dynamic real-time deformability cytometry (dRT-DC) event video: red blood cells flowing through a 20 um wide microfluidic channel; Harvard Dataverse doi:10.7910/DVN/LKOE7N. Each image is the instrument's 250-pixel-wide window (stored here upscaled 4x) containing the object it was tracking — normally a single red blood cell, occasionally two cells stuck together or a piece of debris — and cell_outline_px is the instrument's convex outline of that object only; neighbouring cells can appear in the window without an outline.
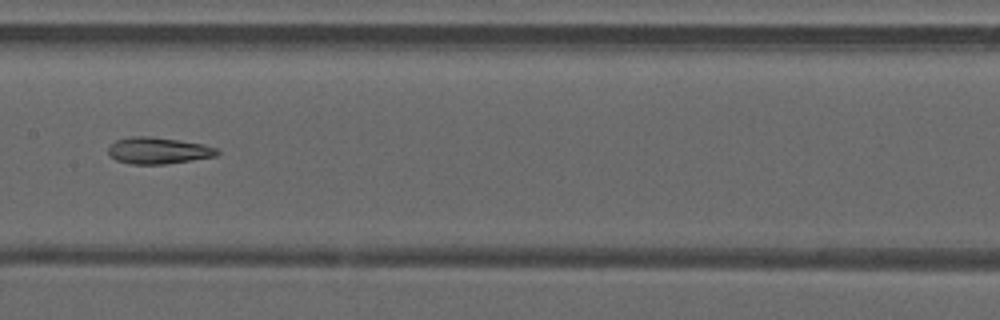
{"species": "common noctule bat (a hibernating species)", "species_latin": "Nyctalus noctula", "temperature_condition": "warm", "stored_images_in_passage": 35, "camera_frame_rate_fps": 3000, "um_per_image_px": 0.085, "animal": {"sex": "male", "forearm_length_mm": 52.5}, "frame": {"image": 1, "passage_image": 11, "time_ms": 3.333, "image_size_px": [1000, 320], "cell_outline_px": [[220, 152], [216, 156], [192, 160], [164, 164], [132, 164], [116, 160], [108, 152], [108, 148], [116, 140], [132, 136], [152, 136], [180, 140], [204, 144], [216, 148]], "centroid_in_image_um": [13.47, 12.79], "position_along_channel_um": 193.9, "area_um2": 16.82}}
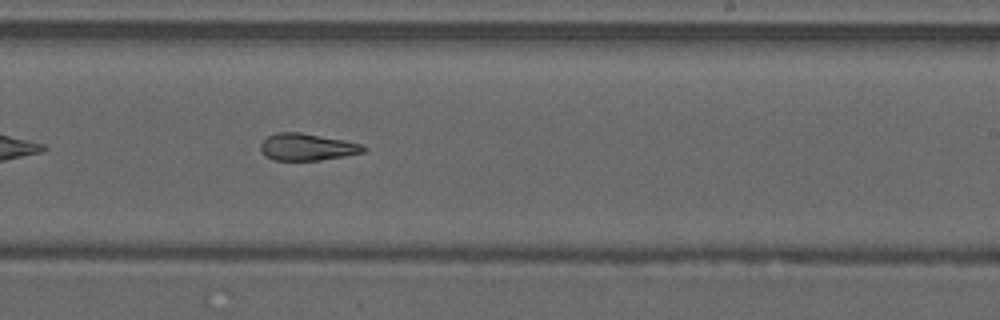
{"frame": {"image": 2, "passage_image": 16, "time_ms": 5.0, "image_size_px": [1000, 320], "cell_outline_px": [[368, 148], [364, 152], [344, 156], [320, 160], [272, 160], [264, 156], [260, 148], [260, 144], [268, 136], [276, 132], [300, 132], [344, 140], [364, 144]], "centroid_in_image_um": [26.11, 12.49], "position_along_channel_um": 262.9, "area_um2": 16.3}, "authors_computed_cell_mechanics": {"area_um2": 16.9932, "velocity_mm_per_s": 4.1666, "shape_relaxation_time_tau1_ms": null, "shape_relaxation_time_tau2_ms": 4.3308, "deformation_change_tau1": null, "deformation_change_tau2": 0.155}}